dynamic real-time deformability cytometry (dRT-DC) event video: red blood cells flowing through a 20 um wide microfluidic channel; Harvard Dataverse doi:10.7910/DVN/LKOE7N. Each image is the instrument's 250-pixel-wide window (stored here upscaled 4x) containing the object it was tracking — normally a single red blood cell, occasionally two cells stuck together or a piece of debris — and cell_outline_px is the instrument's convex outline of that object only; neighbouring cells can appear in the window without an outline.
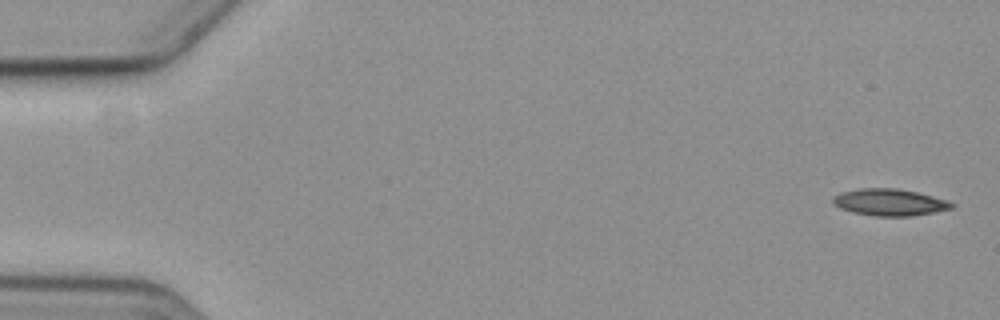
{"species": "common noctule bat (a hibernating species)", "species_latin": "Nyctalus noctula", "temperature_condition": "cold", "stored_images_in_passage": 9, "camera_frame_rate_fps": 3000, "um_per_image_px": 0.085, "animal": {"sex": "female", "body_mass_g": 19.3, "forearm_length_mm": 54.1}, "frame": {"image": 1, "passage_image": 1, "time_ms": 0.0, "image_size_px": [1000, 320], "cell_outline_px": [[956, 204], [952, 208], [932, 212], [908, 216], [876, 216], [852, 212], [840, 208], [832, 200], [840, 192], [860, 188], [896, 188], [916, 192], [932, 196]], "centroid_in_image_um": [75.6, 17.19], "position_along_channel_um": 9.4, "area_um2": 18.21}}
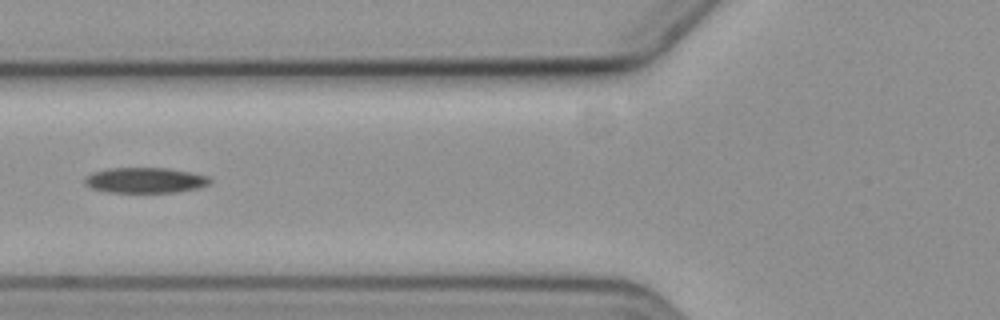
{"frame": {"image": 2, "passage_image": 7, "time_ms": 7.0, "image_size_px": [1000, 320], "cell_outline_px": [[212, 180], [208, 184], [200, 188], [176, 192], [108, 192], [92, 188], [84, 184], [84, 180], [92, 172], [108, 168], [168, 168], [208, 176]], "centroid_in_image_um": [12.34, 15.32], "position_along_channel_um": 113.5, "area_um2": 18.5}}
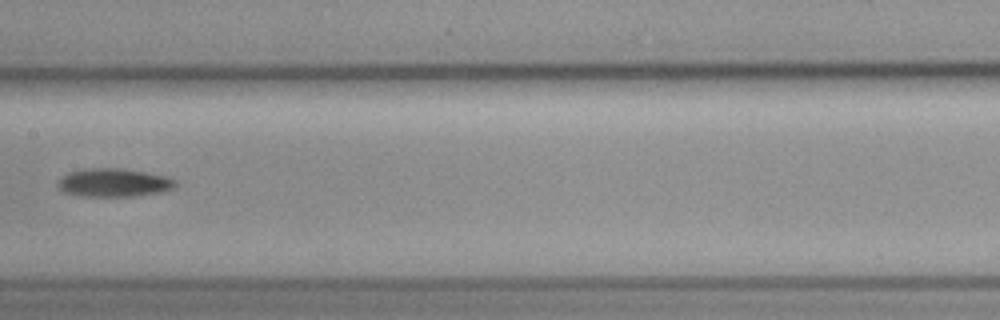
{"frame": {"image": 3, "passage_image": 9, "time_ms": 9.333, "image_size_px": [1000, 320], "cell_outline_px": [[176, 184], [172, 188], [164, 192], [136, 196], [80, 196], [64, 192], [56, 184], [68, 172], [88, 168], [120, 168], [168, 176], [176, 180]], "centroid_in_image_um": [9.7, 15.53], "position_along_channel_um": 197.7, "area_um2": 19.42}}